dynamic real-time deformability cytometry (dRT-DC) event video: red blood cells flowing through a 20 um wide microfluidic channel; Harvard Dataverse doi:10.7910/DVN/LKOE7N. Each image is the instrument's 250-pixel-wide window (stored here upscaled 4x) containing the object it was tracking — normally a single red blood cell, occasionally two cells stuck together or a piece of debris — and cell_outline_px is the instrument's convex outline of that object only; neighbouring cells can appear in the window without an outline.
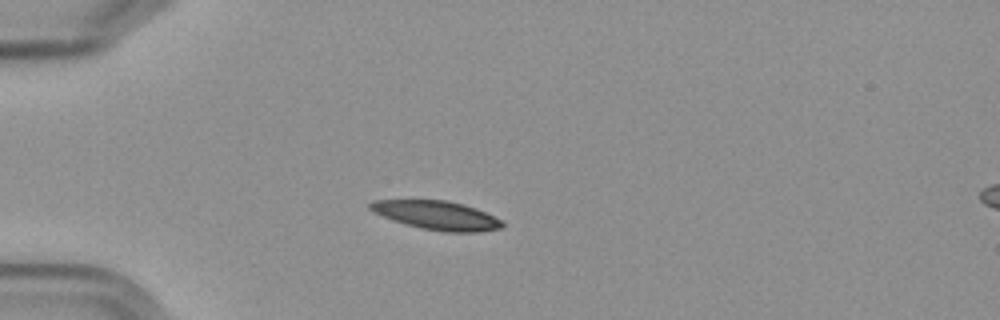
{"species": "Egyptian fruit bat (a non-hibernating species)", "species_latin": "Rousettus aegyptiacus", "temperature_condition": "cold", "stored_images_in_passage": 5, "camera_frame_rate_fps": 3000, "um_per_image_px": 0.085, "frame": {"image": 1, "passage_image": 4, "time_ms": 4.333, "image_size_px": [1000, 320], "cell_outline_px": [[504, 224], [500, 228], [476, 232], [444, 232], [420, 228], [404, 224], [392, 220], [372, 212], [368, 208], [368, 204], [372, 200], [444, 200], [464, 204], [484, 212], [500, 220]], "centroid_in_image_um": [37.05, 18.3], "position_along_channel_um": 48.0, "area_um2": 22.08}}